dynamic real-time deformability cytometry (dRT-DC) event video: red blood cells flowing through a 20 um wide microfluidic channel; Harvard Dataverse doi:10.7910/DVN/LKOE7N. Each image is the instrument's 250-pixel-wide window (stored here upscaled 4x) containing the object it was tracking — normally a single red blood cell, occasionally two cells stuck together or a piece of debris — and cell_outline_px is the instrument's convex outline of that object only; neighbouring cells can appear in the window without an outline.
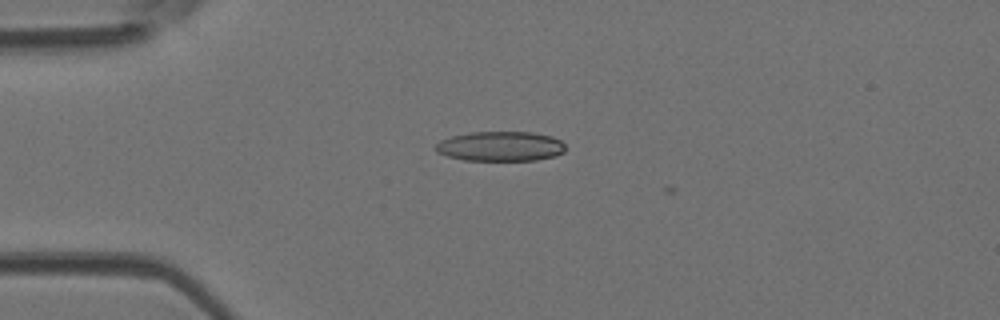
{"species": "Egyptian fruit bat (a non-hibernating species)", "species_latin": "Rousettus aegyptiacus", "temperature_condition": "room temperature", "stored_images_in_passage": 6, "camera_frame_rate_fps": 3000, "um_per_image_px": 0.085, "animal": {"sex": "female"}, "frame": {"image": 1, "passage_image": 2, "time_ms": 0.333, "image_size_px": [1000, 320], "cell_outline_px": [[564, 152], [556, 156], [536, 160], [464, 160], [448, 156], [436, 152], [436, 144], [440, 140], [452, 136], [472, 132], [532, 132], [552, 136], [560, 140], [564, 144]], "centroid_in_image_um": [42.55, 12.43], "position_along_channel_um": 42.4, "area_um2": 22.48}}